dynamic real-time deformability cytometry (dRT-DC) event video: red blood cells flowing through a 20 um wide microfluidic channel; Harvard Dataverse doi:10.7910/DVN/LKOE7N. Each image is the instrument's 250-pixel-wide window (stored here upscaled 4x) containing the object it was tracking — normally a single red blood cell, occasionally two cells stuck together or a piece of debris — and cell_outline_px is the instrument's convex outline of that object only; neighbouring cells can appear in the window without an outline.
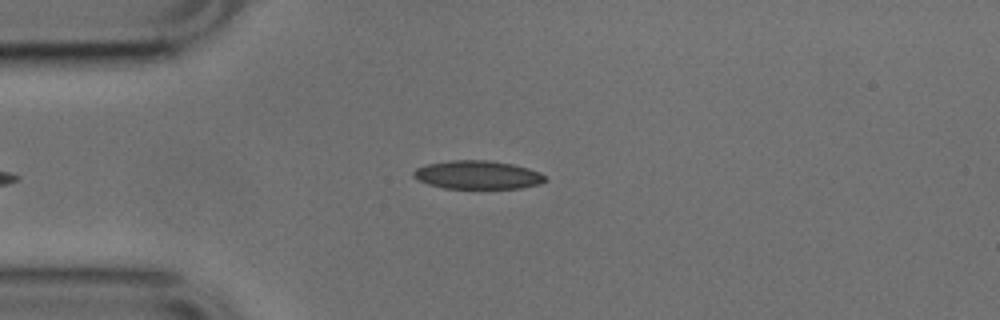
{"species": "common noctule bat (a hibernating species)", "species_latin": "Nyctalus noctula", "temperature_condition": "cold", "stored_images_in_passage": 31, "camera_frame_rate_fps": 3000, "um_per_image_px": 0.085, "animal": {"sex": "male", "body_mass_g": 17.9, "forearm_length_mm": 54.2}, "frame": {"image": 1, "passage_image": 2, "time_ms": 0.333, "image_size_px": [1000, 320], "cell_outline_px": [[548, 180], [540, 184], [520, 188], [444, 188], [428, 184], [416, 180], [412, 176], [412, 172], [416, 168], [424, 164], [452, 160], [488, 160], [512, 164], [528, 168], [540, 172]], "centroid_in_image_um": [40.56, 14.86], "position_along_channel_um": 44.4, "area_um2": 21.96}}
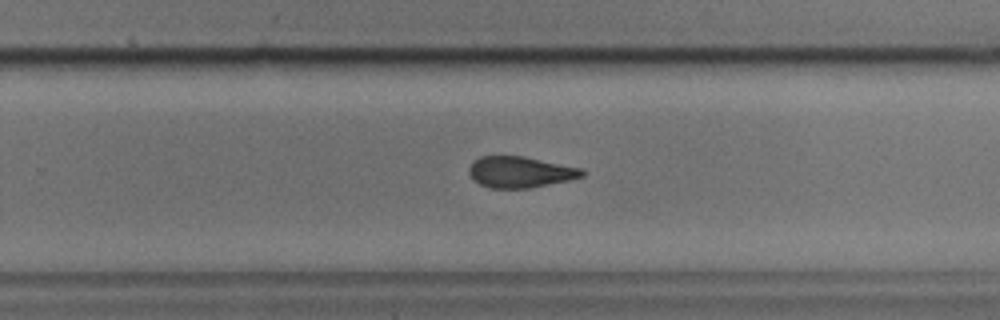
{"frame": {"image": 2, "passage_image": 22, "time_ms": 7.0, "image_size_px": [1000, 320], "cell_outline_px": [[584, 176], [568, 180], [532, 188], [488, 188], [480, 184], [468, 172], [468, 168], [480, 156], [524, 156], [584, 168]], "centroid_in_image_um": [44.26, 14.62], "position_along_channel_um": 285.5, "area_um2": 20.52}}
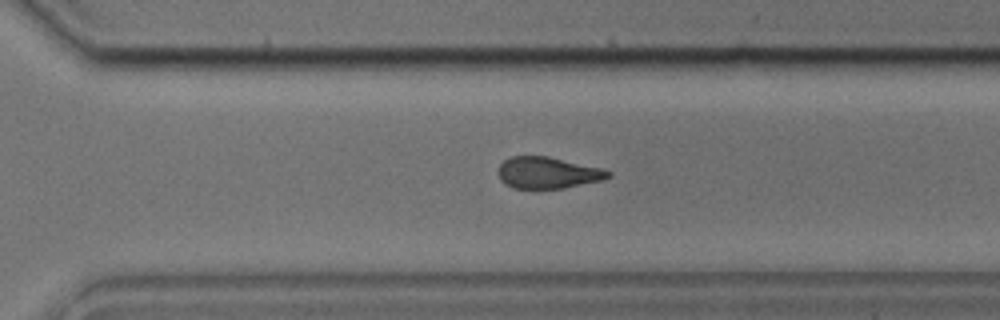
{"frame": {"image": 3, "passage_image": 25, "time_ms": 8.0, "image_size_px": [1000, 320], "cell_outline_px": [[612, 176], [600, 180], [564, 188], [512, 188], [504, 184], [500, 180], [500, 164], [504, 160], [512, 156], [548, 156], [600, 168], [612, 172]], "centroid_in_image_um": [46.54, 14.68], "position_along_channel_um": 324.1, "area_um2": 19.94}, "authors_computed_cell_mechanics": {"area_um2": 21.2126, "velocity_mm_per_s": 3.8604, "shape_relaxation_time_tau1_ms": 7.4387, "shape_relaxation_time_tau2_ms": 3.7854, "deformation_change_tau1": 0.1618, "deformation_change_tau2": 0.1203}}